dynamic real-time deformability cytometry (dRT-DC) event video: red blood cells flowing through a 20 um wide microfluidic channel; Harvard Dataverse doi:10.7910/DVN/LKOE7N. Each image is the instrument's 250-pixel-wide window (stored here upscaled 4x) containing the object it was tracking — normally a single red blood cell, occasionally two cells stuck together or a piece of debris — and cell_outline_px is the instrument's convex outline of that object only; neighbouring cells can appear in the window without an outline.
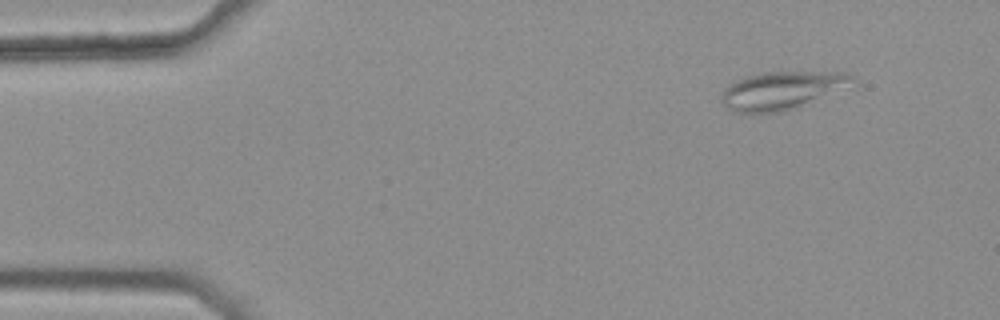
{"species": "common noctule bat (a hibernating species)", "species_latin": "Nyctalus noctula", "temperature_condition": "warm", "stored_images_in_passage": 5, "camera_frame_rate_fps": 3000, "um_per_image_px": 0.085, "animal": {"sex": "female", "body_mass_g": 25.1}, "frame": {"image": 1, "passage_image": 2, "time_ms": 0.333, "image_size_px": [1000, 320], "cell_outline_px": [[856, 84], [796, 108], [784, 112], [732, 112], [720, 100], [720, 96], [724, 88], [736, 80], [744, 76], [764, 72], [848, 72], [856, 76]], "centroid_in_image_um": [66.51, 7.67], "position_along_channel_um": 18.5, "area_um2": 29.3}}